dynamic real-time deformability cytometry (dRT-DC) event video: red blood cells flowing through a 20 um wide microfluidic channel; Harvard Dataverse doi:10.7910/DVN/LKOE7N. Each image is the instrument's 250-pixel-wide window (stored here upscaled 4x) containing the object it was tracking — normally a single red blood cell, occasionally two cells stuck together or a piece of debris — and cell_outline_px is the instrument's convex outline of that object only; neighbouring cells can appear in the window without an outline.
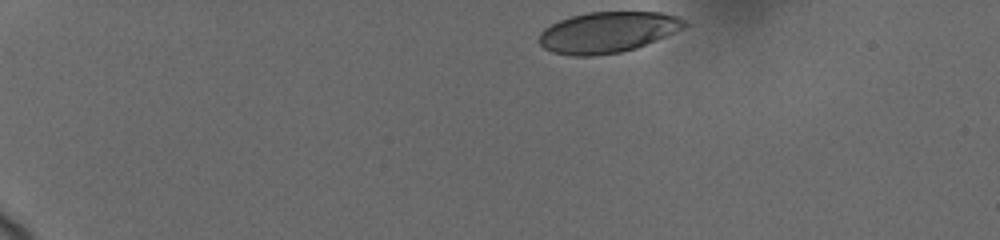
{"species": "human", "species_latin": "Homo sapiens", "temperature_condition": "cold", "stored_images_in_passage": 53, "camera_frame_rate_fps": 3000, "um_per_image_px": 0.085, "donor": {"sex": "female"}, "frame": {"image": 1, "passage_image": 1, "time_ms": 0.0, "image_size_px": [1000, 240], "cell_outline_px": [[688, 24], [684, 28], [656, 40], [636, 48], [620, 52], [596, 56], [572, 56], [552, 52], [544, 48], [540, 44], [540, 32], [544, 28], [560, 20], [572, 16], [588, 12], [660, 12], [676, 16], [684, 20]], "centroid_in_image_um": [51.64, 2.74], "position_along_channel_um": 33.4, "area_um2": 34.51}}
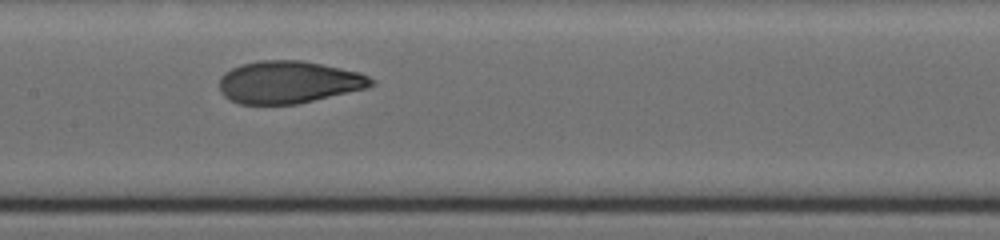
{"frame": {"image": 2, "passage_image": 19, "time_ms": 6.667, "image_size_px": [1000, 240], "cell_outline_px": [[376, 84], [368, 88], [296, 104], [240, 104], [228, 100], [220, 92], [220, 76], [224, 72], [240, 64], [260, 60], [300, 60], [360, 72], [376, 80]], "centroid_in_image_um": [24.53, 6.98], "position_along_channel_um": 182.9, "area_um2": 37.69}}
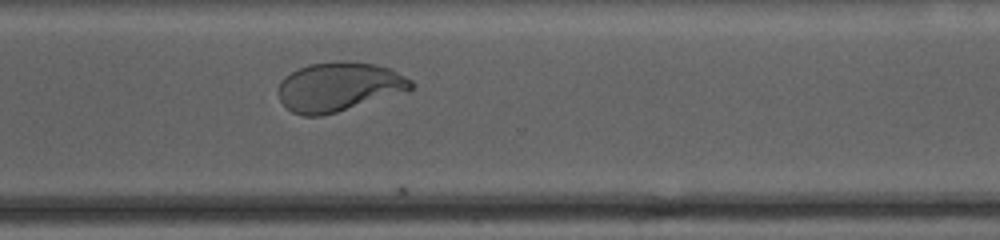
{"frame": {"image": 3, "passage_image": 43, "time_ms": 11.0, "image_size_px": [1000, 240], "cell_outline_px": [[416, 84], [412, 88], [336, 112], [320, 116], [304, 116], [292, 112], [280, 100], [276, 92], [280, 80], [284, 76], [308, 64], [376, 64], [392, 68], [412, 80]], "centroid_in_image_um": [28.75, 7.4], "position_along_channel_um": 341.9, "area_um2": 36.82}, "authors_computed_cell_mechanics": {"area_um2": 37.6856, "velocity_mm_per_s": 3.6845, "shape_relaxation_time_tau1_ms": 3.5171, "shape_relaxation_time_tau2_ms": null, "deformation_change_tau1": 0.1687, "deformation_change_tau2": null}}